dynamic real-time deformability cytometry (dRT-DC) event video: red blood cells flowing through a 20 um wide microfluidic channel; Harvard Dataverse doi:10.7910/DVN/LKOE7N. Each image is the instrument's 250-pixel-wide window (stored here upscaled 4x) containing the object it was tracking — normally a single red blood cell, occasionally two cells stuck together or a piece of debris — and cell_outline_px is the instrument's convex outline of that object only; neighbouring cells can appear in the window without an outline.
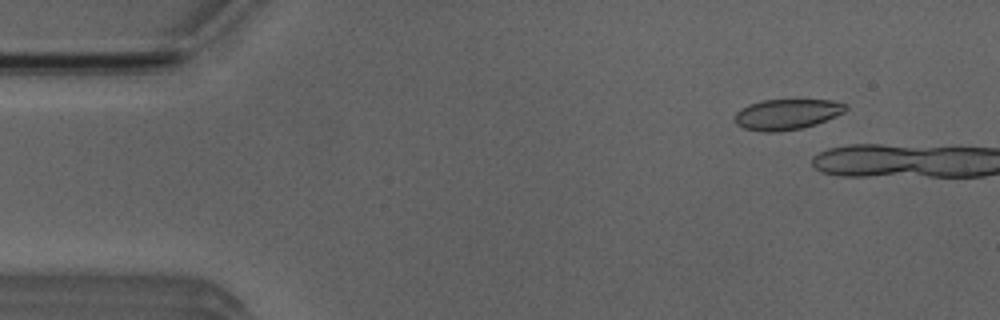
{"species": "Egyptian fruit bat (a non-hibernating species)", "species_latin": "Rousettus aegyptiacus", "temperature_condition": "room temperature", "stored_images_in_passage": 4, "camera_frame_rate_fps": 3000, "um_per_image_px": 0.085, "animal": {"sex": "male"}, "frame": {"image": 1, "passage_image": 2, "time_ms": 1.333, "image_size_px": [1000, 320], "cell_outline_px": [[848, 108], [844, 112], [816, 124], [800, 128], [780, 132], [760, 132], [744, 128], [736, 124], [732, 120], [736, 112], [740, 108], [748, 104], [764, 100], [832, 100], [848, 104]], "centroid_in_image_um": [66.84, 9.72], "position_along_channel_um": 18.2, "area_um2": 19.94}}